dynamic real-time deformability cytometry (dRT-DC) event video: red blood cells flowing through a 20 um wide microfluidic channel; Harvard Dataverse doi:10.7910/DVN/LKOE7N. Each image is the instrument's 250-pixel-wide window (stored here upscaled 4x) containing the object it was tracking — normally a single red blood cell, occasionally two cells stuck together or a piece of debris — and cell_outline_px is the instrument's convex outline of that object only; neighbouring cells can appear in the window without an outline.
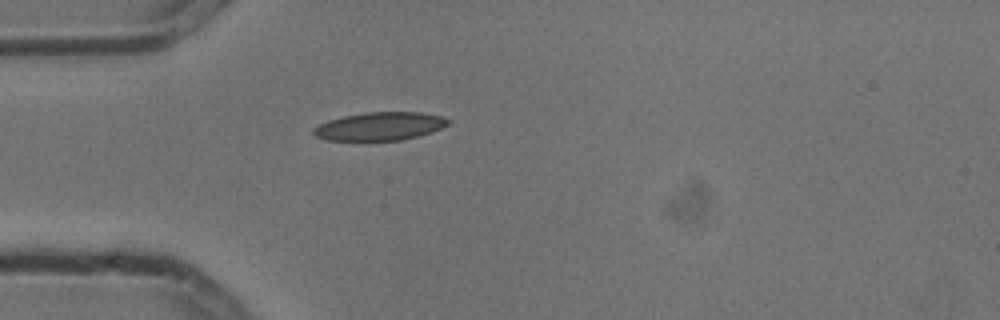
{"species": "common noctule bat (a hibernating species)", "species_latin": "Nyctalus noctula", "temperature_condition": "cold", "stored_images_in_passage": 2, "camera_frame_rate_fps": 3000, "um_per_image_px": 0.085, "animal": {"sex": "male", "body_mass_g": 13.3}, "frame": {"image": 1, "passage_image": 1, "time_ms": 0.0, "image_size_px": [1000, 320], "cell_outline_px": [[452, 120], [448, 124], [432, 132], [400, 140], [328, 140], [316, 136], [312, 132], [312, 128], [328, 120], [344, 116], [364, 112], [420, 112], [440, 116]], "centroid_in_image_um": [32.27, 10.72], "position_along_channel_um": 52.7, "area_um2": 21.96}}